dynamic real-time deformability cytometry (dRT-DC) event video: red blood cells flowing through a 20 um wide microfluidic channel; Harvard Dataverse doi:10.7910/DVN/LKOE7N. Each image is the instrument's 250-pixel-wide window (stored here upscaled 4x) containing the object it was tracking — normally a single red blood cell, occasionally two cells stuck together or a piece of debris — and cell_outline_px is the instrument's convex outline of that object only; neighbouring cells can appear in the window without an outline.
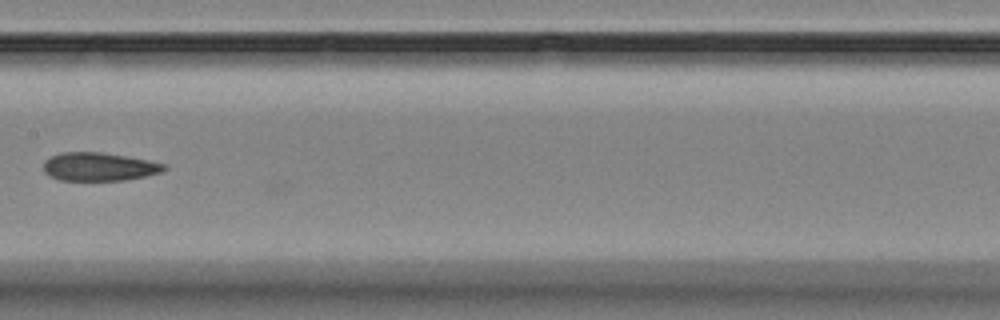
{"species": "Egyptian fruit bat (a non-hibernating species)", "species_latin": "Rousettus aegyptiacus", "temperature_condition": "room temperature", "stored_images_in_passage": 9, "camera_frame_rate_fps": 3000, "um_per_image_px": 0.085, "animal": {"sex": "female"}, "frame": {"image": 1, "passage_image": 9, "time_ms": 9.0, "image_size_px": [1000, 320], "cell_outline_px": [[168, 168], [164, 172], [124, 180], [60, 180], [48, 176], [44, 172], [44, 160], [60, 152], [100, 152], [148, 160], [168, 164]], "centroid_in_image_um": [8.44, 14.17], "position_along_channel_um": 199.0, "area_um2": 20.0}}